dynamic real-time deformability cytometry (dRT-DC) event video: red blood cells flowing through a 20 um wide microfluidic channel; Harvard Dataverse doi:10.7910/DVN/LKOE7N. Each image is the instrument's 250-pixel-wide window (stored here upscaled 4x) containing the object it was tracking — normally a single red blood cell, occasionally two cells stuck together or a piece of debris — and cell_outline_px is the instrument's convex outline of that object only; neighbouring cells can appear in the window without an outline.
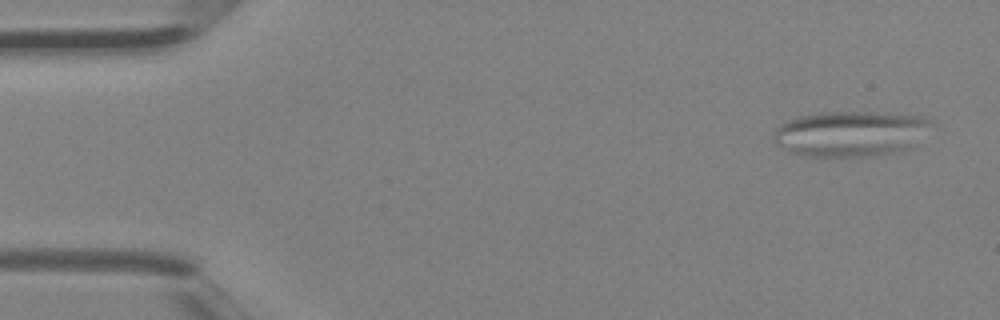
{"species": "Egyptian fruit bat (a non-hibernating species)", "species_latin": "Rousettus aegyptiacus", "temperature_condition": "room temperature", "stored_images_in_passage": 9, "camera_frame_rate_fps": 3000, "um_per_image_px": 0.085, "animal": {"sex": "female"}, "frame": {"image": 1, "passage_image": 2, "time_ms": 0.333, "image_size_px": [1000, 320], "cell_outline_px": [[932, 120], [912, 144], [908, 148], [900, 152], [876, 156], [804, 156], [792, 152], [776, 144], [772, 140], [772, 132], [780, 124], [788, 120], [800, 116], [820, 112], [868, 112], [924, 116]], "centroid_in_image_um": [72.2, 11.36], "position_along_channel_um": 12.8, "area_um2": 41.44}}